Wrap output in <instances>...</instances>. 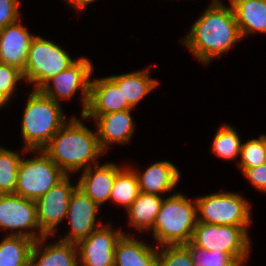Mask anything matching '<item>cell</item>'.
<instances>
[{
  "label": "cell",
  "instance_id": "cell-1",
  "mask_svg": "<svg viewBox=\"0 0 266 266\" xmlns=\"http://www.w3.org/2000/svg\"><path fill=\"white\" fill-rule=\"evenodd\" d=\"M211 2L181 40L198 61L205 65L223 56L236 42L242 40L232 6H225L220 0Z\"/></svg>",
  "mask_w": 266,
  "mask_h": 266
},
{
  "label": "cell",
  "instance_id": "cell-2",
  "mask_svg": "<svg viewBox=\"0 0 266 266\" xmlns=\"http://www.w3.org/2000/svg\"><path fill=\"white\" fill-rule=\"evenodd\" d=\"M80 119L73 116L42 149L66 175L98 164L97 158L105 153L97 132Z\"/></svg>",
  "mask_w": 266,
  "mask_h": 266
},
{
  "label": "cell",
  "instance_id": "cell-3",
  "mask_svg": "<svg viewBox=\"0 0 266 266\" xmlns=\"http://www.w3.org/2000/svg\"><path fill=\"white\" fill-rule=\"evenodd\" d=\"M24 110L21 124L24 153L42 150L68 121L61 103L43 95L39 90L29 93Z\"/></svg>",
  "mask_w": 266,
  "mask_h": 266
},
{
  "label": "cell",
  "instance_id": "cell-4",
  "mask_svg": "<svg viewBox=\"0 0 266 266\" xmlns=\"http://www.w3.org/2000/svg\"><path fill=\"white\" fill-rule=\"evenodd\" d=\"M198 223L197 203L183 193H174L163 199L153 226V239L158 247L190 242Z\"/></svg>",
  "mask_w": 266,
  "mask_h": 266
},
{
  "label": "cell",
  "instance_id": "cell-5",
  "mask_svg": "<svg viewBox=\"0 0 266 266\" xmlns=\"http://www.w3.org/2000/svg\"><path fill=\"white\" fill-rule=\"evenodd\" d=\"M76 61L58 44L35 35L29 45L23 80L33 84V89L38 90L46 81L68 69Z\"/></svg>",
  "mask_w": 266,
  "mask_h": 266
},
{
  "label": "cell",
  "instance_id": "cell-6",
  "mask_svg": "<svg viewBox=\"0 0 266 266\" xmlns=\"http://www.w3.org/2000/svg\"><path fill=\"white\" fill-rule=\"evenodd\" d=\"M249 226L217 225L198 222L190 242L207 251H222L244 264L251 246Z\"/></svg>",
  "mask_w": 266,
  "mask_h": 266
},
{
  "label": "cell",
  "instance_id": "cell-7",
  "mask_svg": "<svg viewBox=\"0 0 266 266\" xmlns=\"http://www.w3.org/2000/svg\"><path fill=\"white\" fill-rule=\"evenodd\" d=\"M31 152L38 155L35 154L34 159H21L15 194L36 201L58 184L66 174L42 150Z\"/></svg>",
  "mask_w": 266,
  "mask_h": 266
},
{
  "label": "cell",
  "instance_id": "cell-8",
  "mask_svg": "<svg viewBox=\"0 0 266 266\" xmlns=\"http://www.w3.org/2000/svg\"><path fill=\"white\" fill-rule=\"evenodd\" d=\"M198 222L249 226L251 221L250 205L238 193L219 192L197 197Z\"/></svg>",
  "mask_w": 266,
  "mask_h": 266
},
{
  "label": "cell",
  "instance_id": "cell-9",
  "mask_svg": "<svg viewBox=\"0 0 266 266\" xmlns=\"http://www.w3.org/2000/svg\"><path fill=\"white\" fill-rule=\"evenodd\" d=\"M93 65L87 57H79L77 61L63 72L46 81L38 90L55 102L71 99L79 90L83 115L87 109L90 93V77L93 74Z\"/></svg>",
  "mask_w": 266,
  "mask_h": 266
},
{
  "label": "cell",
  "instance_id": "cell-10",
  "mask_svg": "<svg viewBox=\"0 0 266 266\" xmlns=\"http://www.w3.org/2000/svg\"><path fill=\"white\" fill-rule=\"evenodd\" d=\"M1 228L10 229L8 235L25 236L35 242L45 236L39 228L36 202L15 193L3 194L0 197ZM35 228L40 233L36 234Z\"/></svg>",
  "mask_w": 266,
  "mask_h": 266
},
{
  "label": "cell",
  "instance_id": "cell-11",
  "mask_svg": "<svg viewBox=\"0 0 266 266\" xmlns=\"http://www.w3.org/2000/svg\"><path fill=\"white\" fill-rule=\"evenodd\" d=\"M77 187L78 184L72 185L70 176L66 175L35 201L39 228L45 236H54L60 222L66 219L71 195Z\"/></svg>",
  "mask_w": 266,
  "mask_h": 266
},
{
  "label": "cell",
  "instance_id": "cell-12",
  "mask_svg": "<svg viewBox=\"0 0 266 266\" xmlns=\"http://www.w3.org/2000/svg\"><path fill=\"white\" fill-rule=\"evenodd\" d=\"M107 224L76 243L79 266H114L115 246L124 232Z\"/></svg>",
  "mask_w": 266,
  "mask_h": 266
},
{
  "label": "cell",
  "instance_id": "cell-13",
  "mask_svg": "<svg viewBox=\"0 0 266 266\" xmlns=\"http://www.w3.org/2000/svg\"><path fill=\"white\" fill-rule=\"evenodd\" d=\"M99 208L95 202L77 187L71 195L66 216L71 229L60 240L77 243L99 228L103 224L98 223L96 220Z\"/></svg>",
  "mask_w": 266,
  "mask_h": 266
},
{
  "label": "cell",
  "instance_id": "cell-14",
  "mask_svg": "<svg viewBox=\"0 0 266 266\" xmlns=\"http://www.w3.org/2000/svg\"><path fill=\"white\" fill-rule=\"evenodd\" d=\"M132 109H126L99 116H83L84 119H93L96 123V132L101 148L104 152L111 144H124L130 142L135 129L131 117Z\"/></svg>",
  "mask_w": 266,
  "mask_h": 266
},
{
  "label": "cell",
  "instance_id": "cell-15",
  "mask_svg": "<svg viewBox=\"0 0 266 266\" xmlns=\"http://www.w3.org/2000/svg\"><path fill=\"white\" fill-rule=\"evenodd\" d=\"M126 109L133 107L124 101L122 91L109 77L91 81L89 101L83 116H99Z\"/></svg>",
  "mask_w": 266,
  "mask_h": 266
},
{
  "label": "cell",
  "instance_id": "cell-16",
  "mask_svg": "<svg viewBox=\"0 0 266 266\" xmlns=\"http://www.w3.org/2000/svg\"><path fill=\"white\" fill-rule=\"evenodd\" d=\"M123 168L107 161L105 164L93 165L82 171L78 188L100 207L110 199L116 175Z\"/></svg>",
  "mask_w": 266,
  "mask_h": 266
},
{
  "label": "cell",
  "instance_id": "cell-17",
  "mask_svg": "<svg viewBox=\"0 0 266 266\" xmlns=\"http://www.w3.org/2000/svg\"><path fill=\"white\" fill-rule=\"evenodd\" d=\"M27 29L19 21L0 29V63L24 71L29 45L35 36Z\"/></svg>",
  "mask_w": 266,
  "mask_h": 266
},
{
  "label": "cell",
  "instance_id": "cell-18",
  "mask_svg": "<svg viewBox=\"0 0 266 266\" xmlns=\"http://www.w3.org/2000/svg\"><path fill=\"white\" fill-rule=\"evenodd\" d=\"M49 236L34 242L29 266H79L76 243L58 240L56 243L44 245ZM44 247V249H43ZM43 249L42 251H40Z\"/></svg>",
  "mask_w": 266,
  "mask_h": 266
},
{
  "label": "cell",
  "instance_id": "cell-19",
  "mask_svg": "<svg viewBox=\"0 0 266 266\" xmlns=\"http://www.w3.org/2000/svg\"><path fill=\"white\" fill-rule=\"evenodd\" d=\"M131 169L137 176L140 192L159 196L172 191L181 176L177 167L165 160L151 164L142 174L136 169Z\"/></svg>",
  "mask_w": 266,
  "mask_h": 266
},
{
  "label": "cell",
  "instance_id": "cell-20",
  "mask_svg": "<svg viewBox=\"0 0 266 266\" xmlns=\"http://www.w3.org/2000/svg\"><path fill=\"white\" fill-rule=\"evenodd\" d=\"M124 233L117 241L114 266H157L158 246L147 245Z\"/></svg>",
  "mask_w": 266,
  "mask_h": 266
},
{
  "label": "cell",
  "instance_id": "cell-21",
  "mask_svg": "<svg viewBox=\"0 0 266 266\" xmlns=\"http://www.w3.org/2000/svg\"><path fill=\"white\" fill-rule=\"evenodd\" d=\"M242 39L256 32L266 33V0H232Z\"/></svg>",
  "mask_w": 266,
  "mask_h": 266
},
{
  "label": "cell",
  "instance_id": "cell-22",
  "mask_svg": "<svg viewBox=\"0 0 266 266\" xmlns=\"http://www.w3.org/2000/svg\"><path fill=\"white\" fill-rule=\"evenodd\" d=\"M148 71L149 69H142L109 76L122 91L124 101H128L133 108L159 84L158 80L152 79Z\"/></svg>",
  "mask_w": 266,
  "mask_h": 266
},
{
  "label": "cell",
  "instance_id": "cell-23",
  "mask_svg": "<svg viewBox=\"0 0 266 266\" xmlns=\"http://www.w3.org/2000/svg\"><path fill=\"white\" fill-rule=\"evenodd\" d=\"M162 196L140 192L136 200L126 210L128 224L139 231L151 230L163 202Z\"/></svg>",
  "mask_w": 266,
  "mask_h": 266
},
{
  "label": "cell",
  "instance_id": "cell-24",
  "mask_svg": "<svg viewBox=\"0 0 266 266\" xmlns=\"http://www.w3.org/2000/svg\"><path fill=\"white\" fill-rule=\"evenodd\" d=\"M0 242V266H29L34 240L6 235Z\"/></svg>",
  "mask_w": 266,
  "mask_h": 266
},
{
  "label": "cell",
  "instance_id": "cell-25",
  "mask_svg": "<svg viewBox=\"0 0 266 266\" xmlns=\"http://www.w3.org/2000/svg\"><path fill=\"white\" fill-rule=\"evenodd\" d=\"M140 194L138 179L131 167L123 168L115 178L110 199L116 205L124 206L126 210Z\"/></svg>",
  "mask_w": 266,
  "mask_h": 266
},
{
  "label": "cell",
  "instance_id": "cell-26",
  "mask_svg": "<svg viewBox=\"0 0 266 266\" xmlns=\"http://www.w3.org/2000/svg\"><path fill=\"white\" fill-rule=\"evenodd\" d=\"M241 146L242 142L235 128L223 124L214 135L211 151L224 160H236L240 156Z\"/></svg>",
  "mask_w": 266,
  "mask_h": 266
},
{
  "label": "cell",
  "instance_id": "cell-27",
  "mask_svg": "<svg viewBox=\"0 0 266 266\" xmlns=\"http://www.w3.org/2000/svg\"><path fill=\"white\" fill-rule=\"evenodd\" d=\"M16 152L0 146V189L4 194L15 193L22 159Z\"/></svg>",
  "mask_w": 266,
  "mask_h": 266
},
{
  "label": "cell",
  "instance_id": "cell-28",
  "mask_svg": "<svg viewBox=\"0 0 266 266\" xmlns=\"http://www.w3.org/2000/svg\"><path fill=\"white\" fill-rule=\"evenodd\" d=\"M189 250L194 266H244L240 259H234L222 251H207L191 242L184 244Z\"/></svg>",
  "mask_w": 266,
  "mask_h": 266
},
{
  "label": "cell",
  "instance_id": "cell-29",
  "mask_svg": "<svg viewBox=\"0 0 266 266\" xmlns=\"http://www.w3.org/2000/svg\"><path fill=\"white\" fill-rule=\"evenodd\" d=\"M239 169L256 168L266 163V134L247 140L241 146Z\"/></svg>",
  "mask_w": 266,
  "mask_h": 266
},
{
  "label": "cell",
  "instance_id": "cell-30",
  "mask_svg": "<svg viewBox=\"0 0 266 266\" xmlns=\"http://www.w3.org/2000/svg\"><path fill=\"white\" fill-rule=\"evenodd\" d=\"M157 266H194L190 250L184 244L158 248Z\"/></svg>",
  "mask_w": 266,
  "mask_h": 266
},
{
  "label": "cell",
  "instance_id": "cell-31",
  "mask_svg": "<svg viewBox=\"0 0 266 266\" xmlns=\"http://www.w3.org/2000/svg\"><path fill=\"white\" fill-rule=\"evenodd\" d=\"M21 80L23 81V71L17 67L0 63V94L9 102Z\"/></svg>",
  "mask_w": 266,
  "mask_h": 266
},
{
  "label": "cell",
  "instance_id": "cell-32",
  "mask_svg": "<svg viewBox=\"0 0 266 266\" xmlns=\"http://www.w3.org/2000/svg\"><path fill=\"white\" fill-rule=\"evenodd\" d=\"M20 4L21 0H0V29L21 19Z\"/></svg>",
  "mask_w": 266,
  "mask_h": 266
},
{
  "label": "cell",
  "instance_id": "cell-33",
  "mask_svg": "<svg viewBox=\"0 0 266 266\" xmlns=\"http://www.w3.org/2000/svg\"><path fill=\"white\" fill-rule=\"evenodd\" d=\"M240 170L255 189L266 193V163L256 168Z\"/></svg>",
  "mask_w": 266,
  "mask_h": 266
},
{
  "label": "cell",
  "instance_id": "cell-34",
  "mask_svg": "<svg viewBox=\"0 0 266 266\" xmlns=\"http://www.w3.org/2000/svg\"><path fill=\"white\" fill-rule=\"evenodd\" d=\"M67 4L78 11H82L88 4L95 2V0H65Z\"/></svg>",
  "mask_w": 266,
  "mask_h": 266
},
{
  "label": "cell",
  "instance_id": "cell-35",
  "mask_svg": "<svg viewBox=\"0 0 266 266\" xmlns=\"http://www.w3.org/2000/svg\"><path fill=\"white\" fill-rule=\"evenodd\" d=\"M8 100L0 94V108L7 107Z\"/></svg>",
  "mask_w": 266,
  "mask_h": 266
},
{
  "label": "cell",
  "instance_id": "cell-36",
  "mask_svg": "<svg viewBox=\"0 0 266 266\" xmlns=\"http://www.w3.org/2000/svg\"><path fill=\"white\" fill-rule=\"evenodd\" d=\"M4 193L1 191V189H0V197L3 195Z\"/></svg>",
  "mask_w": 266,
  "mask_h": 266
}]
</instances>
